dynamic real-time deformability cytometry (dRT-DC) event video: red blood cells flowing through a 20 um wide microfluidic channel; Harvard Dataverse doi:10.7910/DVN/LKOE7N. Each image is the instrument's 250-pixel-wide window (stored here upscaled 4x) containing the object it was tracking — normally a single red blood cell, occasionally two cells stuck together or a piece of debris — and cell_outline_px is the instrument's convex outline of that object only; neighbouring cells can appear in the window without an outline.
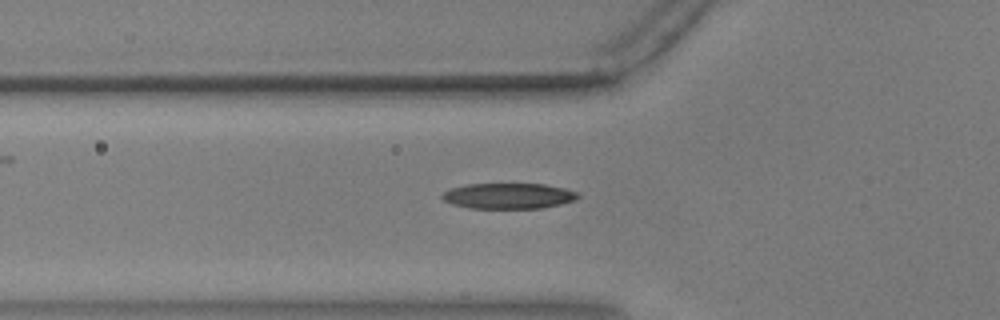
{"species": "common noctule bat (a hibernating species)", "species_latin": "Nyctalus noctula", "temperature_condition": "warm", "stored_images_in_passage": 39, "segment_of_instrument_passage": [1, 2], "camera_frame_rate_fps": 3000, "um_per_image_px": 0.085, "animal": {"sex": "male", "body_mass_g": 17.9, "forearm_length_mm": 54.2}, "frame": {"image": 1, "passage_image": 2, "time_ms": 0.333, "image_size_px": [1000, 320], "cell_outline_px": [[580, 196], [576, 200], [544, 208], [468, 208], [452, 204], [444, 200], [440, 196], [444, 192], [452, 188], [468, 184], [544, 184], [564, 188], [580, 192]], "centroid_in_image_um": [43.26, 16.65], "position_along_channel_um": 82.5, "area_um2": 20.35}}
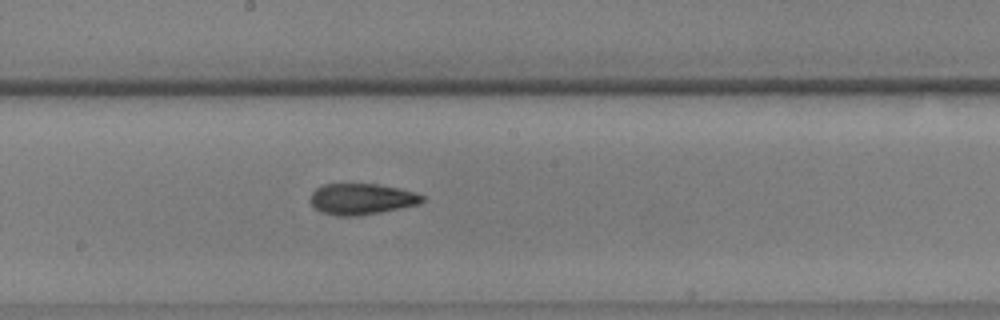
{"frame": {"image": 2, "passage_image": 13, "time_ms": 4.0, "image_size_px": [1000, 320], "cell_outline_px": [[424, 200], [420, 204], [380, 212], [356, 216], [336, 216], [320, 212], [308, 200], [312, 192], [316, 188], [324, 184], [380, 184], [400, 188], [416, 192], [424, 196]], "centroid_in_image_um": [30.73, 16.91], "position_along_channel_um": 217.5, "area_um2": 20.46}}
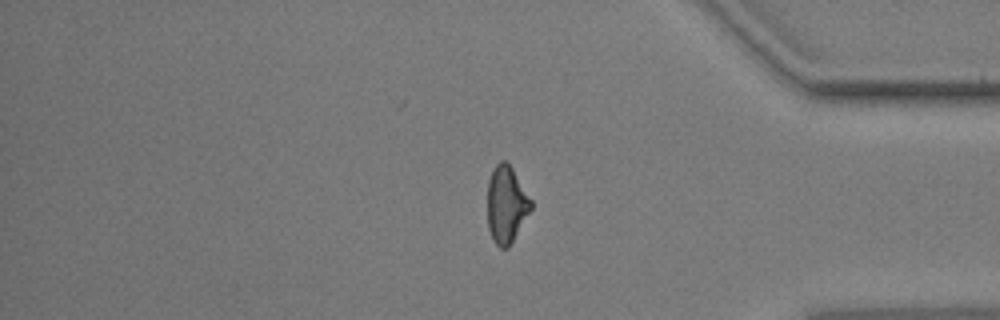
{"frame": {"image": 3, "passage_image": 29, "time_ms": 9.333, "image_size_px": [1000, 320], "cell_outline_px": [[532, 208], [508, 248], [500, 248], [492, 240], [488, 228], [488, 180], [496, 164], [500, 160], [504, 160], [512, 168], [532, 200]], "centroid_in_image_um": [43.03, 17.39], "position_along_channel_um": 392.2, "area_um2": 19.42}}